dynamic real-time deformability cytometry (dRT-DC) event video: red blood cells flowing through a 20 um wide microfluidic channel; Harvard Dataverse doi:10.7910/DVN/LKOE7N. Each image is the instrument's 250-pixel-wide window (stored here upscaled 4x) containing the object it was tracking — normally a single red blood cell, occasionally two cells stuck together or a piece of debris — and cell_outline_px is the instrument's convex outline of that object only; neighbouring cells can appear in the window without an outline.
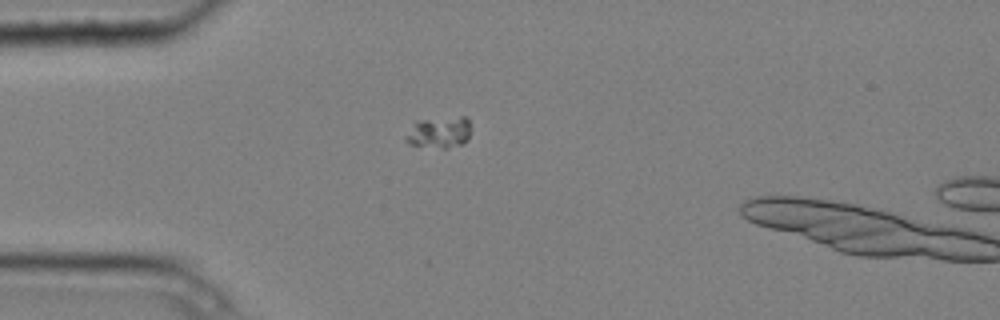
{"species": "common noctule bat (a hibernating species)", "species_latin": "Nyctalus noctula", "temperature_condition": "cold", "stored_images_in_passage": 2, "camera_frame_rate_fps": 3000, "um_per_image_px": 0.085, "animal": {"sex": "male", "body_mass_g": 20.4}, "frame": {"image": 1, "passage_image": 1, "time_ms": 0.0, "image_size_px": [1000, 320], "cell_outline_px": [[468, 140], [460, 144], [444, 148], [408, 144], [404, 140], [404, 136], [416, 120], [460, 116], [468, 116]], "centroid_in_image_um": [37.28, 11.23], "position_along_channel_um": 47.7, "area_um2": 11.85}}